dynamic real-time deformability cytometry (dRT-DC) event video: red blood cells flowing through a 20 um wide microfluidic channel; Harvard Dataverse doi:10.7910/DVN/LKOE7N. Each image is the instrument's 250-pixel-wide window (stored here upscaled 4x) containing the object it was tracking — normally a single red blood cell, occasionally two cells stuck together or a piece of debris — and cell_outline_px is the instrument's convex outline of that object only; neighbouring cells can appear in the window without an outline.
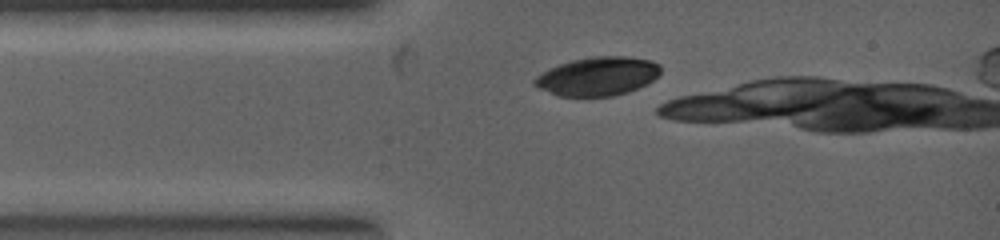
{"species": "common noctule bat (a hibernating species)", "species_latin": "Nyctalus noctula", "temperature_condition": "warm", "stored_images_in_passage": 12, "camera_frame_rate_fps": 5000, "um_per_image_px": 0.085, "animal": {"sex": "female", "body_mass_g": 19.0, "forearm_length_mm": 53.3}, "frame": {"image": 1, "passage_image": 1, "time_ms": 0.0, "image_size_px": [1000, 240], "cell_outline_px": [[660, 72], [652, 80], [628, 92], [612, 96], [560, 96], [540, 88], [532, 84], [544, 72], [560, 64], [572, 60], [592, 56], [624, 56], [652, 60], [660, 64]], "centroid_in_image_um": [50.85, 6.47], "position_along_channel_um": 34.2, "area_um2": 27.86}}